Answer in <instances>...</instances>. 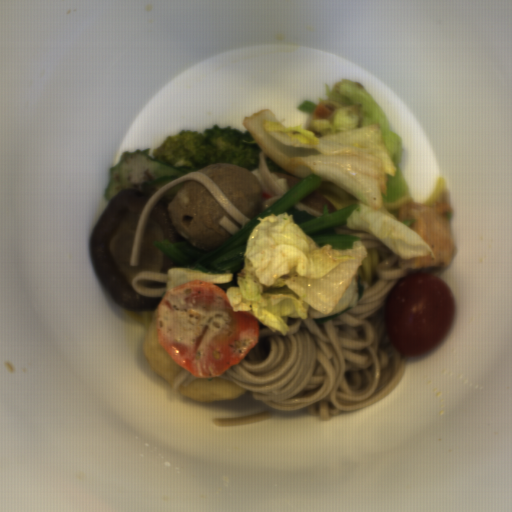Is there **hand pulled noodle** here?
<instances>
[{"label":"hand pulled noodle","mask_w":512,"mask_h":512,"mask_svg":"<svg viewBox=\"0 0 512 512\" xmlns=\"http://www.w3.org/2000/svg\"><path fill=\"white\" fill-rule=\"evenodd\" d=\"M365 251L367 255L363 258L357 271L364 282V288L370 287L378 280L376 269L379 264L384 262L390 256L387 252L377 249H367Z\"/></svg>","instance_id":"obj_1"},{"label":"hand pulled noodle","mask_w":512,"mask_h":512,"mask_svg":"<svg viewBox=\"0 0 512 512\" xmlns=\"http://www.w3.org/2000/svg\"><path fill=\"white\" fill-rule=\"evenodd\" d=\"M122 308L134 320H136L141 326L144 327L146 333L148 331V328L150 326L151 320H152L156 310H158V306L156 308H154V309H145V310H128V309H126L123 306H122Z\"/></svg>","instance_id":"obj_2"},{"label":"hand pulled noodle","mask_w":512,"mask_h":512,"mask_svg":"<svg viewBox=\"0 0 512 512\" xmlns=\"http://www.w3.org/2000/svg\"><path fill=\"white\" fill-rule=\"evenodd\" d=\"M446 188V184L442 178H437L435 180V185L429 194L426 202L423 205H434L438 202L441 196L444 194Z\"/></svg>","instance_id":"obj_3"},{"label":"hand pulled noodle","mask_w":512,"mask_h":512,"mask_svg":"<svg viewBox=\"0 0 512 512\" xmlns=\"http://www.w3.org/2000/svg\"><path fill=\"white\" fill-rule=\"evenodd\" d=\"M385 208L388 212H398L399 209L405 204L416 203L415 199L409 194L401 197L395 201H383Z\"/></svg>","instance_id":"obj_4"}]
</instances>
